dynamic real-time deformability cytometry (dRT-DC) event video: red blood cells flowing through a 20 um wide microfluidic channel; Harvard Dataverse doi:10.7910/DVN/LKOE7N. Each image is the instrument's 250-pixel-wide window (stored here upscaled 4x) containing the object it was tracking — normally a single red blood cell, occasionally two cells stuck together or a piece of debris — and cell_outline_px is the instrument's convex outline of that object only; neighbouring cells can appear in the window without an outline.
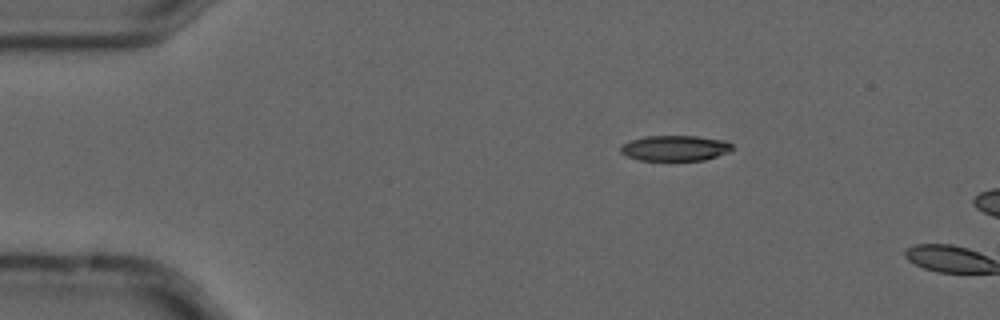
{"species": "common noctule bat (a hibernating species)", "species_latin": "Nyctalus noctula", "temperature_condition": "cold", "stored_images_in_passage": 4, "camera_frame_rate_fps": 3000, "um_per_image_px": 0.085, "animal": {"sex": "male", "forearm_length_mm": 52.5}, "frame": {"image": 1, "passage_image": 3, "time_ms": 0.667, "image_size_px": [1000, 320], "cell_outline_px": [[736, 148], [728, 152], [704, 160], [640, 160], [628, 156], [620, 152], [620, 148], [624, 144], [632, 140], [644, 136], [696, 136], [728, 140]], "centroid_in_image_um": [57.44, 12.58], "position_along_channel_um": 27.6, "area_um2": 16.59}}